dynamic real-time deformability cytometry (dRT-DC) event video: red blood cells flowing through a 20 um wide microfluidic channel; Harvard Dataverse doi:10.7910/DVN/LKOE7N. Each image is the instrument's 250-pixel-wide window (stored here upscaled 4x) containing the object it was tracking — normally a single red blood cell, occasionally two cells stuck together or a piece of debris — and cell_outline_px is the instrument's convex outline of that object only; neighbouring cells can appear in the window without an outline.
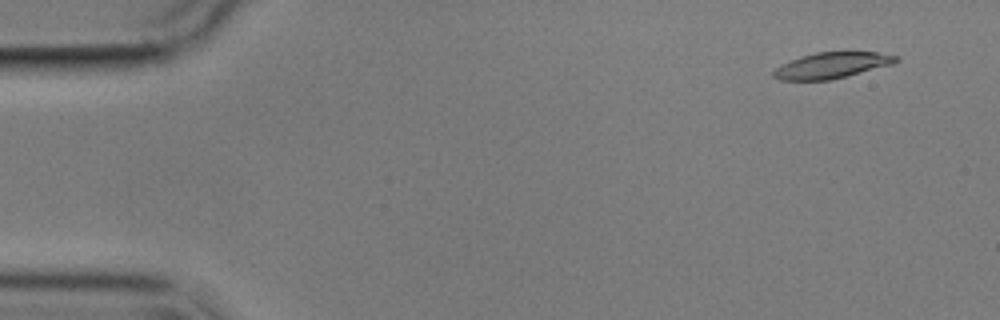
{"species": "common noctule bat (a hibernating species)", "species_latin": "Nyctalus noctula", "temperature_condition": "cold", "stored_images_in_passage": 4, "camera_frame_rate_fps": 3000, "um_per_image_px": 0.085, "animal": {"sex": "male", "body_mass_g": 17.9}, "frame": {"image": 1, "passage_image": 1, "time_ms": 0.0, "image_size_px": [1000, 320], "cell_outline_px": [[900, 60], [892, 64], [828, 80], [780, 80], [772, 76], [772, 72], [780, 64], [800, 56], [816, 52], [876, 52], [900, 56]], "centroid_in_image_um": [70.67, 5.54], "position_along_channel_um": 14.3, "area_um2": 18.38}}
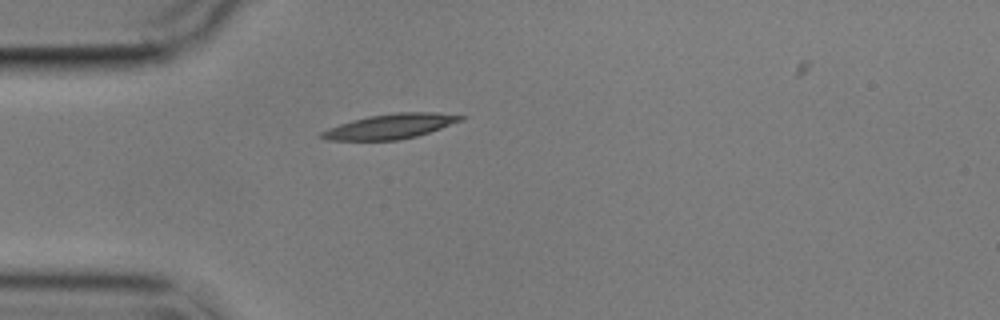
{"frame": {"image": 2, "passage_image": 4, "time_ms": 4.0, "image_size_px": [1000, 320], "cell_outline_px": [[468, 116], [464, 120], [416, 136], [400, 140], [328, 140], [316, 136], [320, 132], [328, 128], [352, 120], [368, 116], [396, 112], [436, 112]], "centroid_in_image_um": [33.18, 10.73], "position_along_channel_um": 51.8, "area_um2": 20.23}}